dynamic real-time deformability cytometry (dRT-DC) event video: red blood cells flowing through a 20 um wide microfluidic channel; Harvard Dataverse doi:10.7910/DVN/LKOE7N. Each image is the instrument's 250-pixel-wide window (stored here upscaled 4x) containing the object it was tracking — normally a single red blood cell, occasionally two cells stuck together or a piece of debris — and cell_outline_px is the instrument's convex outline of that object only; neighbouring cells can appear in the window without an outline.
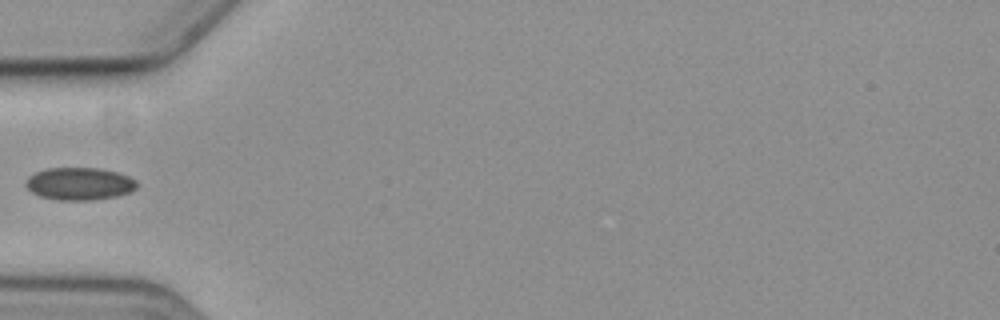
{"species": "common noctule bat (a hibernating species)", "species_latin": "Nyctalus noctula", "temperature_condition": "cold", "stored_images_in_passage": 1, "camera_frame_rate_fps": 3000, "um_per_image_px": 0.085, "animal": {"sex": "female", "body_mass_g": 19.3, "forearm_length_mm": 54.1}, "frame": {"image": 1, "passage_image": 1, "time_ms": 0.0, "image_size_px": [1000, 320], "cell_outline_px": [[140, 184], [132, 192], [116, 196], [92, 200], [56, 200], [40, 196], [32, 192], [24, 184], [28, 176], [36, 172], [48, 168], [100, 168], [116, 172], [128, 176], [136, 180]], "centroid_in_image_um": [6.77, 15.62], "position_along_channel_um": 78.2, "area_um2": 21.21}}